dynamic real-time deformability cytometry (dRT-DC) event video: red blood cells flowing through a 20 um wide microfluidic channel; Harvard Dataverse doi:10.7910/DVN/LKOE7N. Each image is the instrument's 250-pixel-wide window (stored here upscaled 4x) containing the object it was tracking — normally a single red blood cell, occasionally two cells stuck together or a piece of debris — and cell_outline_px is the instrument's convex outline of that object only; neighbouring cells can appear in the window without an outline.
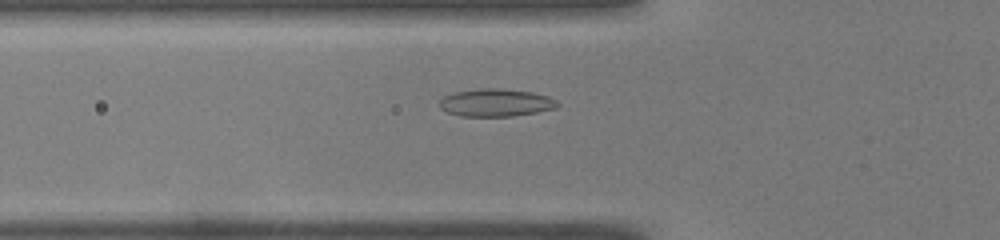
{"species": "common noctule bat (a hibernating species)", "species_latin": "Nyctalus noctula", "temperature_condition": "warm", "stored_images_in_passage": 36, "camera_frame_rate_fps": 3000, "um_per_image_px": 0.085, "animal": {"sex": "male", "body_mass_g": 19.0, "forearm_length_mm": 50.8}, "frame": {"image": 1, "passage_image": 4, "time_ms": 1.0, "image_size_px": [1000, 240], "cell_outline_px": [[560, 104], [556, 108], [536, 112], [512, 116], [460, 116], [448, 112], [440, 108], [440, 100], [444, 96], [452, 92], [480, 88], [500, 88], [532, 92], [548, 96], [556, 100]], "centroid_in_image_um": [42.14, 8.72], "position_along_channel_um": 83.7, "area_um2": 19.07}}
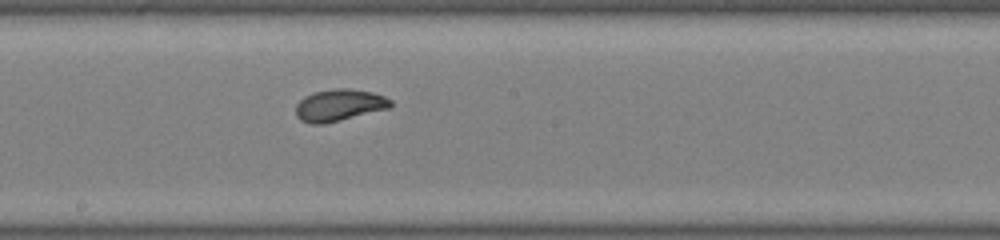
{"frame": {"image": 2, "passage_image": 14, "time_ms": 4.333, "image_size_px": [1000, 240], "cell_outline_px": [[392, 108], [324, 124], [312, 124], [300, 120], [296, 116], [296, 104], [304, 96], [312, 92], [336, 88], [348, 88], [372, 92], [384, 96], [392, 100]], "centroid_in_image_um": [28.84, 8.94], "position_along_channel_um": 219.4, "area_um2": 17.86}}
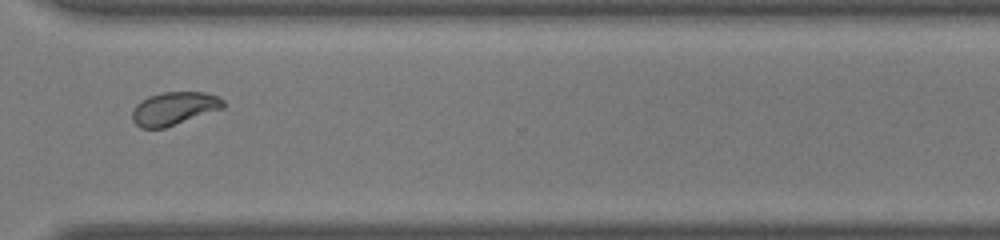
{"frame": {"image": 3, "passage_image": 24, "time_ms": 7.667, "image_size_px": [1000, 240], "cell_outline_px": [[224, 108], [164, 128], [140, 128], [132, 120], [132, 112], [136, 104], [140, 100], [148, 96], [160, 92], [204, 92], [220, 96], [224, 100]], "centroid_in_image_um": [14.79, 9.21], "position_along_channel_um": 355.8, "area_um2": 17.69}, "authors_computed_cell_mechanics": {"area_um2": 17.6868, "velocity_mm_per_s": 4.0687, "shape_relaxation_time_tau1_ms": 2.307, "shape_relaxation_time_tau2_ms": 0.7481, "deformation_change_tau1": 0.1346, "deformation_change_tau2": 0.0339}}